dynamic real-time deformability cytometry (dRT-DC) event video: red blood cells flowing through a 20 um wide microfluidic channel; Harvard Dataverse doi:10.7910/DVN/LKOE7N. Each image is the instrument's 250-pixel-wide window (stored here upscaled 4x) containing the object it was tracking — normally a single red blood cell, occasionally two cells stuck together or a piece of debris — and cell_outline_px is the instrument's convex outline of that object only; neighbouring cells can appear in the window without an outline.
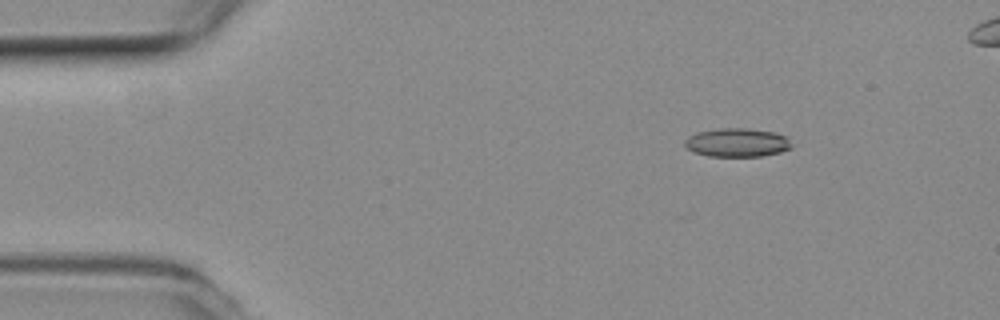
{"species": "common noctule bat (a hibernating species)", "species_latin": "Nyctalus noctula", "temperature_condition": "room temperature", "stored_images_in_passage": 5, "camera_frame_rate_fps": 3000, "um_per_image_px": 0.085, "animal": {"sex": "female", "body_mass_g": 19.3, "forearm_length_mm": 54.1}, "frame": {"image": 1, "passage_image": 1, "time_ms": 0.0, "image_size_px": [1000, 320], "cell_outline_px": [[792, 148], [780, 152], [764, 156], [708, 156], [692, 152], [684, 148], [684, 140], [688, 136], [696, 132], [716, 128], [748, 128], [776, 132], [788, 136], [792, 144]], "centroid_in_image_um": [62.64, 12.11], "position_along_channel_um": 22.4, "area_um2": 18.32}}